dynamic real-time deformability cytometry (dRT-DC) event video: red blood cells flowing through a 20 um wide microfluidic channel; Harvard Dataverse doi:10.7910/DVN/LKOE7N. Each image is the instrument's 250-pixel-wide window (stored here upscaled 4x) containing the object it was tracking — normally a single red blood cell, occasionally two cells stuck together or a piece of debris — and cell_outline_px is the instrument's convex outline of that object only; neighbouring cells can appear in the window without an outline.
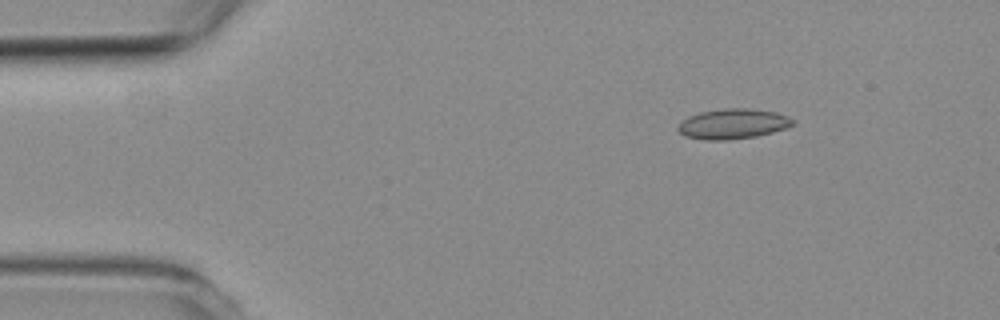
{"species": "common noctule bat (a hibernating species)", "species_latin": "Nyctalus noctula", "temperature_condition": "room temperature", "stored_images_in_passage": 4, "camera_frame_rate_fps": 3000, "um_per_image_px": 0.085, "animal": {"sex": "female", "body_mass_g": 19.3, "forearm_length_mm": 54.1}, "frame": {"image": 1, "passage_image": 2, "time_ms": 1.333, "image_size_px": [1000, 320], "cell_outline_px": [[796, 124], [772, 132], [756, 136], [728, 140], [704, 140], [684, 136], [676, 128], [680, 120], [688, 116], [700, 112], [724, 108], [748, 108], [776, 112], [788, 116], [796, 120]], "centroid_in_image_um": [62.28, 10.52], "position_along_channel_um": 22.7, "area_um2": 20.4}}